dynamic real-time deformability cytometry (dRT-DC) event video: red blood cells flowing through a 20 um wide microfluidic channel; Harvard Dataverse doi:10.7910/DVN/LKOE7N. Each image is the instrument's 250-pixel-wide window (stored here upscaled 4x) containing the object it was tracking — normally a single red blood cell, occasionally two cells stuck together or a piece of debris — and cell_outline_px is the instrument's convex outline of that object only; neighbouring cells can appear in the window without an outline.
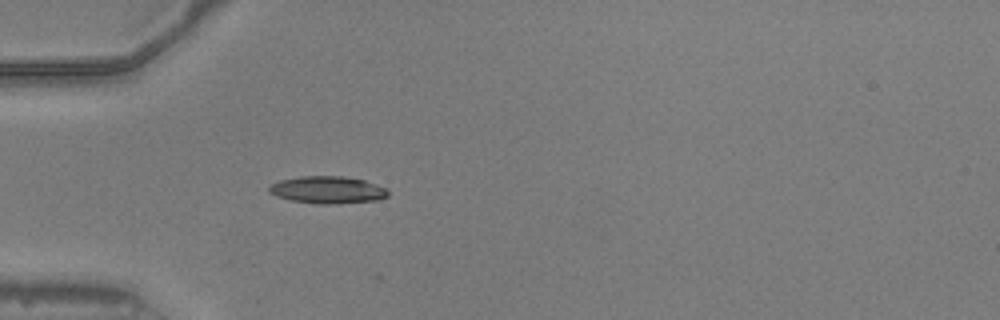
{"species": "common noctule bat (a hibernating species)", "species_latin": "Nyctalus noctula", "temperature_condition": "warm", "stored_images_in_passage": 24, "camera_frame_rate_fps": 3000, "um_per_image_px": 0.085, "animal": {"sex": "male", "body_mass_g": 20.5, "forearm_length_mm": 52.5}, "frame": {"image": 1, "passage_image": 1, "time_ms": 0.0, "image_size_px": [1000, 320], "cell_outline_px": [[388, 196], [380, 200], [336, 204], [316, 204], [292, 200], [276, 196], [268, 192], [268, 188], [272, 184], [280, 180], [300, 176], [344, 176], [364, 180], [384, 188], [388, 192]], "centroid_in_image_um": [27.83, 16.14], "position_along_channel_um": 57.2, "area_um2": 18.9}}
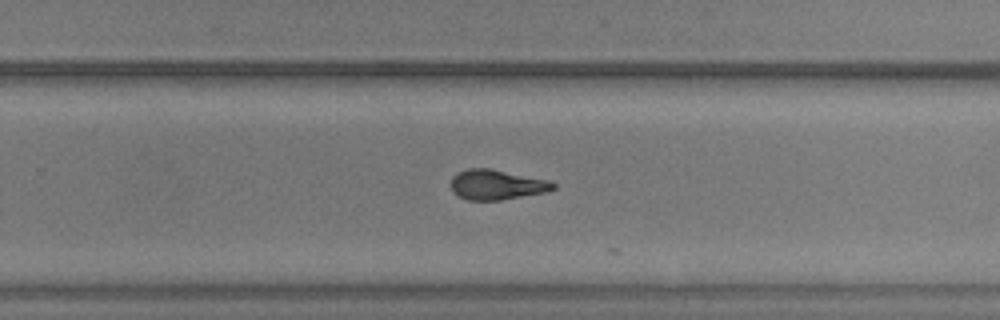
{"frame": {"image": 2, "passage_image": 19, "time_ms": 6.0, "image_size_px": [1000, 320], "cell_outline_px": [[556, 188], [548, 192], [500, 200], [468, 200], [452, 192], [452, 176], [456, 172], [468, 168], [488, 168], [552, 180], [556, 184]], "centroid_in_image_um": [42.26, 15.69], "position_along_channel_um": 287.5, "area_um2": 18.09}}
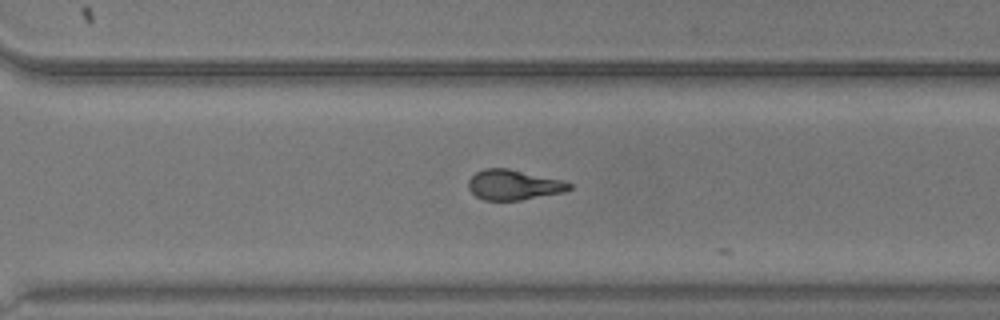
{"frame": {"image": 3, "passage_image": 22, "time_ms": 7.0, "image_size_px": [1000, 320], "cell_outline_px": [[572, 188], [564, 192], [520, 200], [484, 200], [476, 196], [468, 188], [468, 180], [476, 172], [484, 168], [508, 168], [560, 180], [572, 184]], "centroid_in_image_um": [43.63, 15.71], "position_along_channel_um": 327.0, "area_um2": 17.57}}